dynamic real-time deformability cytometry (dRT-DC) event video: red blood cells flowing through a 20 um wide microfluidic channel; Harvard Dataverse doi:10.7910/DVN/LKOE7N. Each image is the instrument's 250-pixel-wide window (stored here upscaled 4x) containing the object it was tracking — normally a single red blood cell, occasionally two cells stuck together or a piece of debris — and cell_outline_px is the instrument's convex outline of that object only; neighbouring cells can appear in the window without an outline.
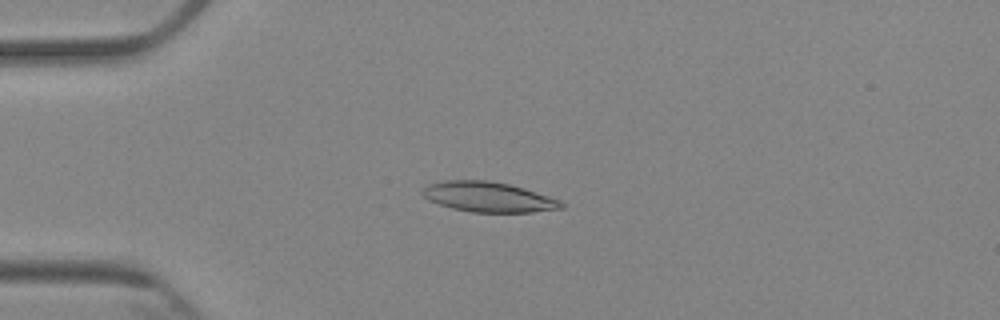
{"species": "Egyptian fruit bat (a non-hibernating species)", "species_latin": "Rousettus aegyptiacus", "temperature_condition": "cold", "stored_images_in_passage": 6, "camera_frame_rate_fps": 3000, "um_per_image_px": 0.085, "animal": {"sex": "female"}, "frame": {"image": 1, "passage_image": 4, "time_ms": 3.333, "image_size_px": [1000, 320], "cell_outline_px": [[564, 208], [532, 212], [472, 212], [452, 208], [428, 200], [420, 192], [428, 184], [444, 180], [488, 180], [508, 184], [524, 188], [560, 200], [564, 204]], "centroid_in_image_um": [41.5, 16.74], "position_along_channel_um": 43.5, "area_um2": 24.28}}
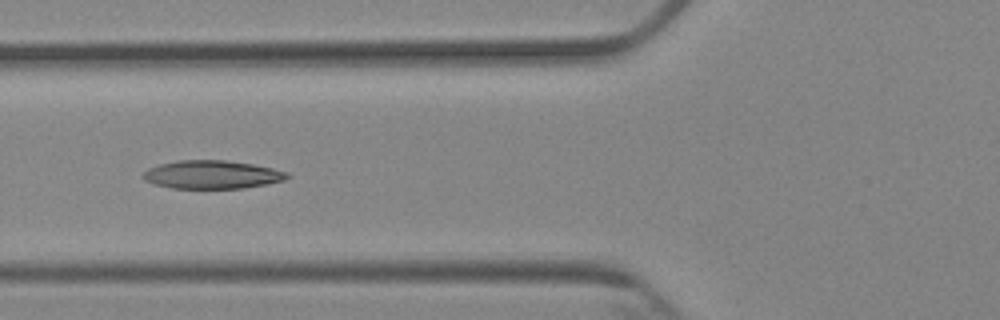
{"frame": {"image": 2, "passage_image": 6, "time_ms": 5.667, "image_size_px": [1000, 320], "cell_outline_px": [[292, 176], [284, 180], [268, 184], [244, 188], [172, 188], [152, 184], [144, 180], [144, 172], [148, 168], [160, 164], [176, 160], [224, 160], [252, 164], [272, 168], [288, 172]], "centroid_in_image_um": [18.04, 14.84], "position_along_channel_um": 107.8, "area_um2": 23.81}}